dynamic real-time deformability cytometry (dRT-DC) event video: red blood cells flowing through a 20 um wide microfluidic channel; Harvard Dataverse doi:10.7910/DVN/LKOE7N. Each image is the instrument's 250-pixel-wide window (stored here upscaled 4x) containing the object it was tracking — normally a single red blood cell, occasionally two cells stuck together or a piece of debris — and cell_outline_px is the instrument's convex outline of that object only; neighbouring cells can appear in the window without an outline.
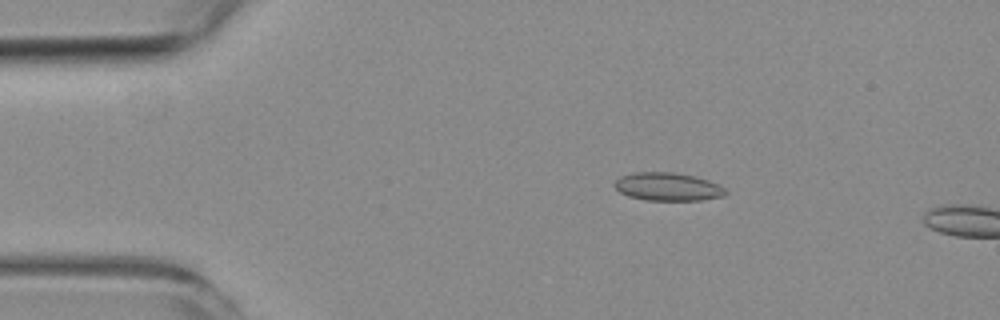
{"species": "common noctule bat (a hibernating species)", "species_latin": "Nyctalus noctula", "temperature_condition": "room temperature", "stored_images_in_passage": 3, "camera_frame_rate_fps": 3000, "um_per_image_px": 0.085, "animal": {"sex": "female", "body_mass_g": 19.3, "forearm_length_mm": 54.1}, "frame": {"image": 1, "passage_image": 1, "time_ms": 0.0, "image_size_px": [1000, 320], "cell_outline_px": [[728, 192], [724, 196], [700, 200], [644, 200], [628, 196], [620, 192], [612, 184], [620, 176], [632, 172], [676, 172], [696, 176], [720, 184]], "centroid_in_image_um": [56.76, 15.86], "position_along_channel_um": 28.2, "area_um2": 18.44}}